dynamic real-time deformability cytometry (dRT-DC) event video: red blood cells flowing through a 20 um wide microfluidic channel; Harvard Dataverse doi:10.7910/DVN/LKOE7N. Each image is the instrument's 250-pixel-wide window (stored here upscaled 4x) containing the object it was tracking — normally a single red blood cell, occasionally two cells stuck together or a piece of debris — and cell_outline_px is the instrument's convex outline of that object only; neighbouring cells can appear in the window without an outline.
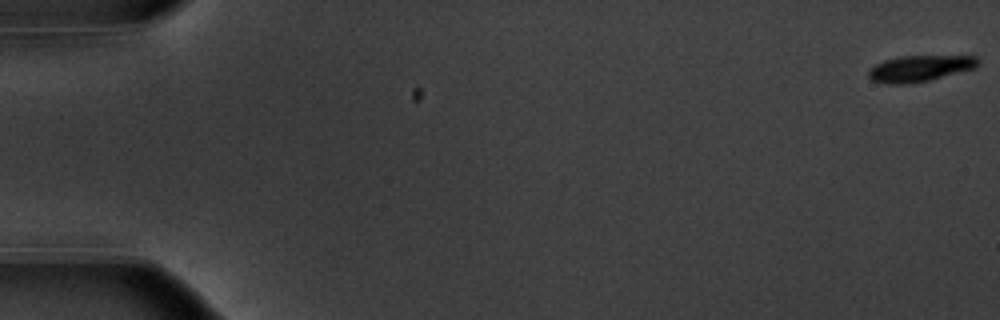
{"species": "common noctule bat (a hibernating species)", "species_latin": "Nyctalus noctula", "temperature_condition": "warm", "stored_images_in_passage": 55, "camera_frame_rate_fps": 3000, "um_per_image_px": 0.085, "animal": {"sex": "male", "body_mass_g": 20.1, "forearm_length_mm": 53.5}, "frame": {"image": 1, "passage_image": 1, "time_ms": 0.0, "image_size_px": [1000, 320], "cell_outline_px": [[980, 64], [976, 68], [912, 84], [888, 84], [872, 80], [868, 76], [868, 68], [884, 60], [900, 56], [976, 56], [980, 60]], "centroid_in_image_um": [78.18, 5.81], "position_along_channel_um": 6.8, "area_um2": 16.82}}
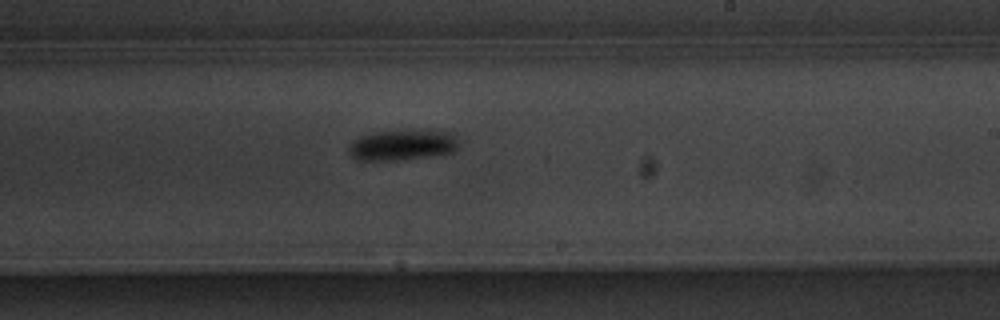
{"frame": {"image": 2, "passage_image": 34, "time_ms": 11.0, "image_size_px": [1000, 320], "cell_outline_px": [[456, 148], [452, 152], [400, 160], [360, 160], [352, 156], [348, 148], [352, 140], [360, 136], [372, 132], [400, 128], [448, 132], [456, 140]], "centroid_in_image_um": [34.12, 12.29], "position_along_channel_um": 254.9, "area_um2": 19.71}}
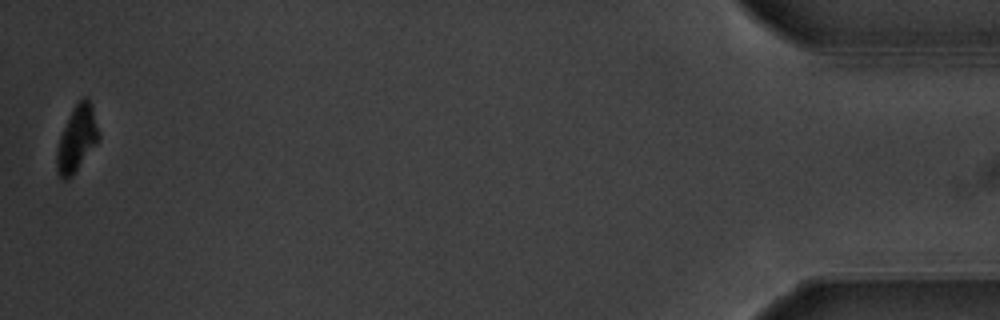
{"frame": {"image": 3, "passage_image": 55, "time_ms": 18.0, "image_size_px": [1000, 320], "cell_outline_px": [[100, 136], [96, 144], [72, 176], [68, 180], [64, 180], [56, 172], [56, 152], [60, 136], [72, 108], [84, 96], [88, 96], [100, 132]], "centroid_in_image_um": [6.52, 11.8], "position_along_channel_um": 428.7, "area_um2": 16.07}, "authors_computed_cell_mechanics": {"area_um2": 17.918, "velocity_mm_per_s": 3.7267, "shape_relaxation_time_tau1_ms": 1.9872, "shape_relaxation_time_tau2_ms": null, "deformation_change_tau1": 0.1533, "deformation_change_tau2": null}}